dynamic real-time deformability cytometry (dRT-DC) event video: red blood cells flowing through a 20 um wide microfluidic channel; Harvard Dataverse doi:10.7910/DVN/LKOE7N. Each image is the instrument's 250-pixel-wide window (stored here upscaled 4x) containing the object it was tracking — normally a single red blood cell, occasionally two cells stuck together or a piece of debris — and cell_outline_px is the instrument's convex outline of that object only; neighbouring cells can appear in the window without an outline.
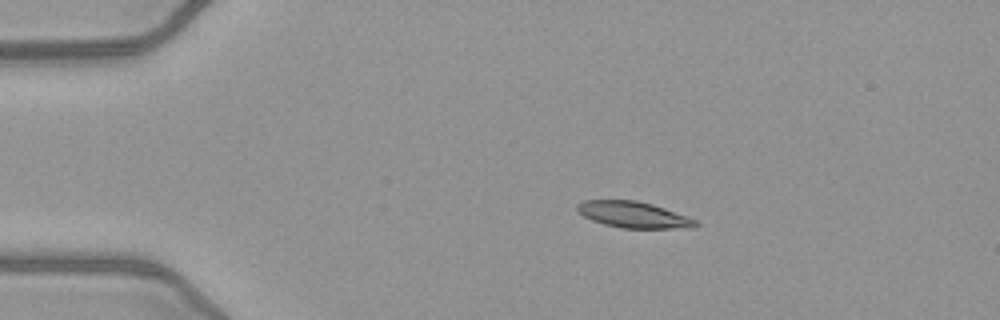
{"species": "common noctule bat (a hibernating species)", "species_latin": "Nyctalus noctula", "temperature_condition": "warm", "stored_images_in_passage": 42, "camera_frame_rate_fps": 3000, "um_per_image_px": 0.085, "animal": {"sex": "female", "body_mass_g": 21.9}, "frame": {"image": 1, "passage_image": 1, "time_ms": 0.0, "image_size_px": [1000, 320], "cell_outline_px": [[700, 224], [692, 228], [624, 228], [604, 224], [592, 220], [584, 216], [576, 208], [576, 204], [584, 200], [636, 200], [652, 204], [688, 216], [696, 220]], "centroid_in_image_um": [53.87, 18.25], "position_along_channel_um": 31.1, "area_um2": 18.03}}
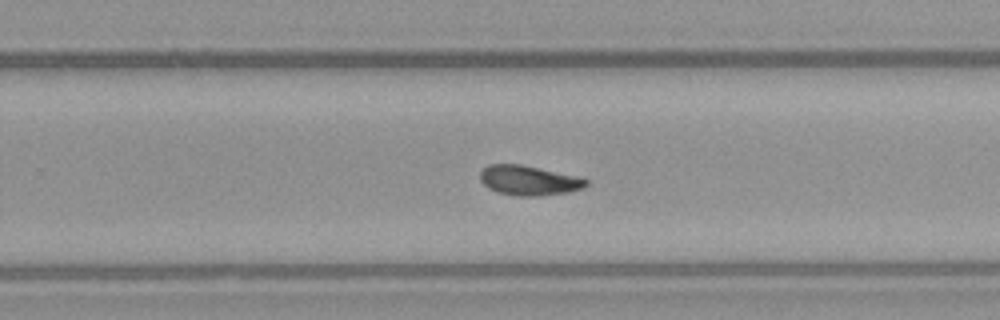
{"frame": {"image": 2, "passage_image": 24, "time_ms": 7.667, "image_size_px": [1000, 320], "cell_outline_px": [[588, 184], [584, 188], [568, 192], [536, 196], [516, 196], [496, 192], [488, 188], [480, 180], [480, 172], [488, 164], [520, 164], [576, 176], [588, 180]], "centroid_in_image_um": [44.93, 15.34], "position_along_channel_um": 284.9, "area_um2": 18.32}}
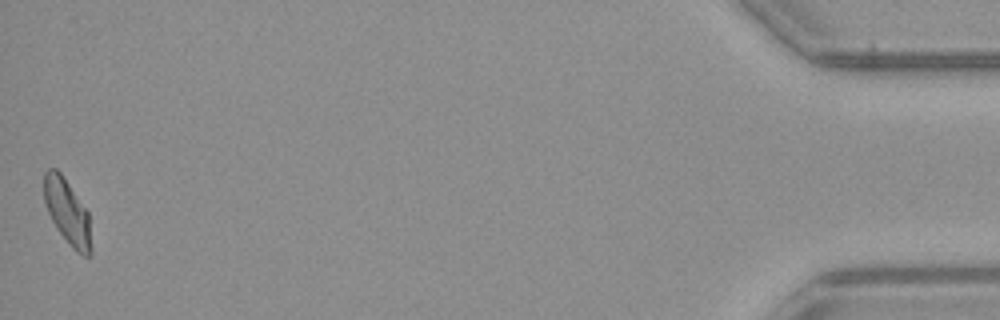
{"frame": {"image": 3, "passage_image": 42, "time_ms": 13.667, "image_size_px": [1000, 320], "cell_outline_px": [[92, 252], [88, 256], [84, 256], [76, 252], [72, 248], [56, 228], [48, 212], [44, 200], [44, 172], [48, 168], [56, 168], [60, 172], [88, 212], [92, 248]], "centroid_in_image_um": [5.72, 18.03], "position_along_channel_um": 429.5, "area_um2": 17.8}, "authors_computed_cell_mechanics": {"area_um2": 18.2648, "velocity_mm_per_s": 4.0334, "shape_relaxation_time_tau1_ms": 6.3598, "shape_relaxation_time_tau2_ms": 5.9334, "deformation_change_tau1": 0.1684, "deformation_change_tau2": 0.1299}}